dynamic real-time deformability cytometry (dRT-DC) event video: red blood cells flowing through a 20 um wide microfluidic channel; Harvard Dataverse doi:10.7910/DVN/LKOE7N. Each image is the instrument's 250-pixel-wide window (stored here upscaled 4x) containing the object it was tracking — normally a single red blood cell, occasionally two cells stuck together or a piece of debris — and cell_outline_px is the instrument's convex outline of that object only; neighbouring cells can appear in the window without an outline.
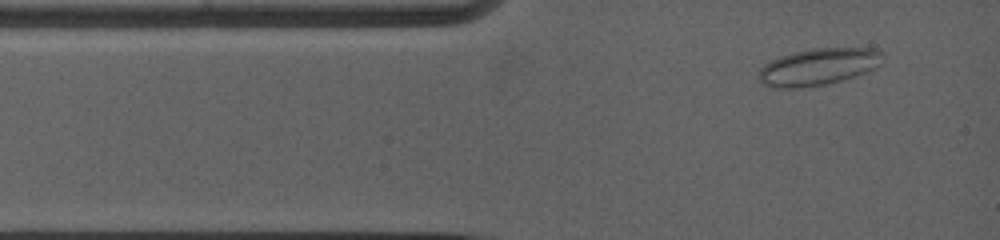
{"species": "common noctule bat (a hibernating species)", "species_latin": "Nyctalus noctula", "temperature_condition": "warm", "stored_images_in_passage": 14, "camera_frame_rate_fps": 5000, "um_per_image_px": 0.085, "animal": {"sex": "female", "body_mass_g": 19.0, "forearm_length_mm": 53.3}, "frame": {"image": 1, "passage_image": 2, "time_ms": 0.8, "image_size_px": [1000, 240], "cell_outline_px": [[884, 52], [880, 64], [876, 68], [840, 80], [824, 84], [796, 88], [776, 88], [760, 84], [756, 76], [760, 68], [764, 64], [780, 56], [792, 52], [812, 48], [880, 48]], "centroid_in_image_um": [69.52, 5.66], "position_along_channel_um": 15.5, "area_um2": 26.82}}
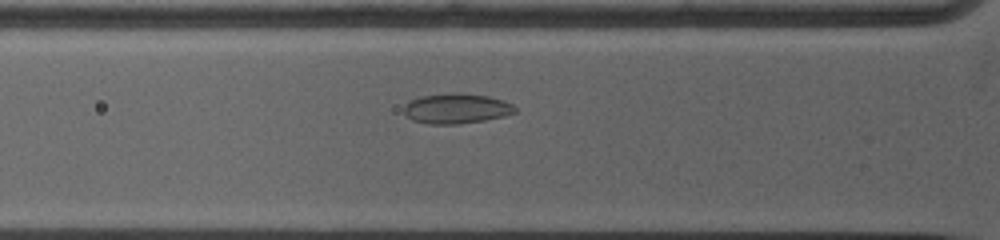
{"frame": {"image": 2, "passage_image": 10, "time_ms": 3.4, "image_size_px": [1000, 240], "cell_outline_px": [[516, 112], [504, 116], [484, 120], [460, 124], [428, 124], [412, 120], [404, 112], [404, 104], [408, 100], [420, 96], [452, 92], [460, 92], [488, 96], [504, 100], [512, 104], [516, 108]], "centroid_in_image_um": [38.78, 9.21], "position_along_channel_um": 87.0, "area_um2": 19.77}}
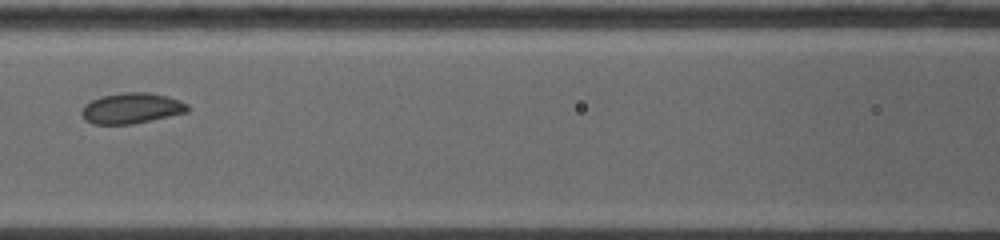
{"frame": {"image": 3, "passage_image": 13, "time_ms": 5.2, "image_size_px": [1000, 240], "cell_outline_px": [[188, 112], [152, 120], [132, 124], [92, 124], [84, 120], [80, 112], [84, 104], [100, 96], [124, 92], [148, 92], [168, 96], [180, 100], [188, 104]], "centroid_in_image_um": [11.16, 9.2], "position_along_channel_um": 155.4, "area_um2": 19.13}}